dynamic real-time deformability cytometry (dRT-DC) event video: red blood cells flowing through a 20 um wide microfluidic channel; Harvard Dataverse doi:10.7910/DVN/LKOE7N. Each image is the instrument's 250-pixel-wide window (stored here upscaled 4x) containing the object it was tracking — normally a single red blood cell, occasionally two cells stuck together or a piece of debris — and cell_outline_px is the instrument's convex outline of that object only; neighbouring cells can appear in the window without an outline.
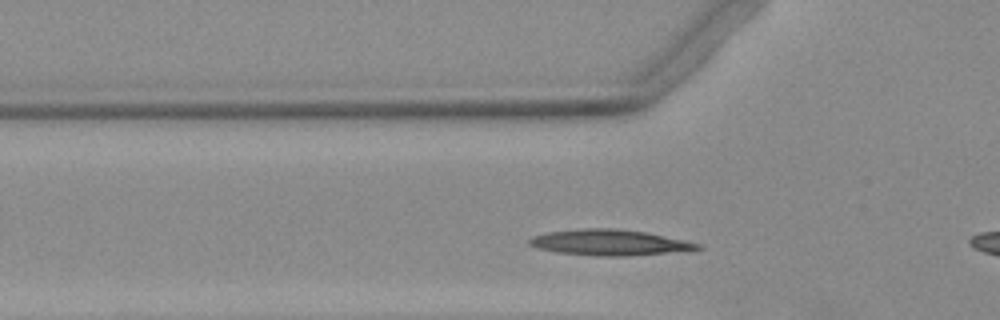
{"species": "Egyptian fruit bat (a non-hibernating species)", "species_latin": "Rousettus aegyptiacus", "temperature_condition": "warm", "stored_images_in_passage": 32, "camera_frame_rate_fps": 3000, "um_per_image_px": 0.085, "animal": {"sex": "female"}, "frame": {"image": 1, "passage_image": 7, "time_ms": 2.0, "image_size_px": [1000, 320], "cell_outline_px": [[704, 248], [628, 256], [600, 256], [556, 252], [540, 248], [528, 244], [528, 240], [532, 236], [548, 232], [580, 228], [616, 228], [648, 232], [684, 240], [700, 244]], "centroid_in_image_um": [51.77, 20.6], "position_along_channel_um": 74.0, "area_um2": 25.09}}
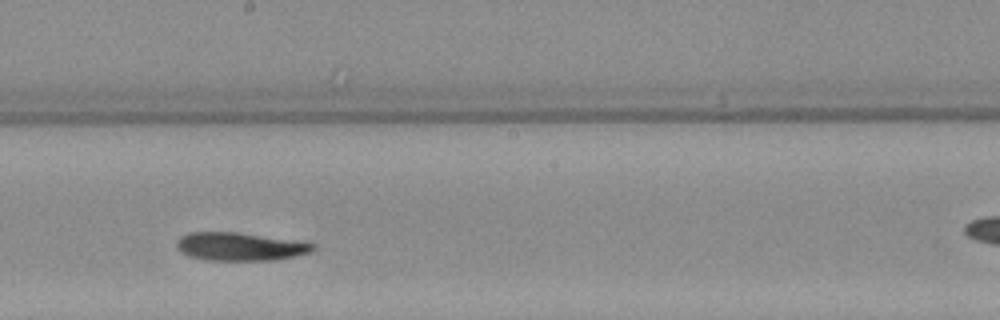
{"frame": {"image": 2, "passage_image": 19, "time_ms": 6.0, "image_size_px": [1000, 320], "cell_outline_px": [[316, 248], [308, 252], [296, 256], [272, 260], [204, 260], [188, 256], [180, 252], [176, 248], [176, 244], [180, 236], [188, 232], [236, 232], [316, 244]], "centroid_in_image_um": [20.31, 20.96], "position_along_channel_um": 227.9, "area_um2": 22.2}}
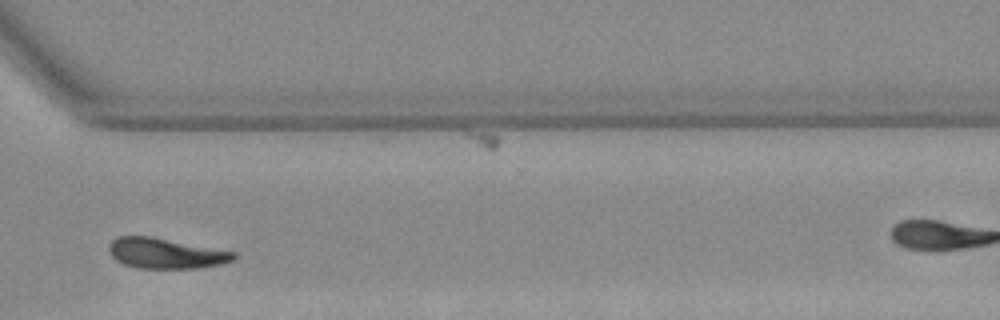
{"frame": {"image": 3, "passage_image": 29, "time_ms": 9.333, "image_size_px": [1000, 320], "cell_outline_px": [[236, 256], [232, 260], [224, 264], [196, 268], [136, 268], [124, 264], [116, 260], [112, 256], [108, 248], [112, 240], [116, 236], [148, 236], [236, 252]], "centroid_in_image_um": [14.07, 21.54], "position_along_channel_um": 356.5, "area_um2": 21.91}}